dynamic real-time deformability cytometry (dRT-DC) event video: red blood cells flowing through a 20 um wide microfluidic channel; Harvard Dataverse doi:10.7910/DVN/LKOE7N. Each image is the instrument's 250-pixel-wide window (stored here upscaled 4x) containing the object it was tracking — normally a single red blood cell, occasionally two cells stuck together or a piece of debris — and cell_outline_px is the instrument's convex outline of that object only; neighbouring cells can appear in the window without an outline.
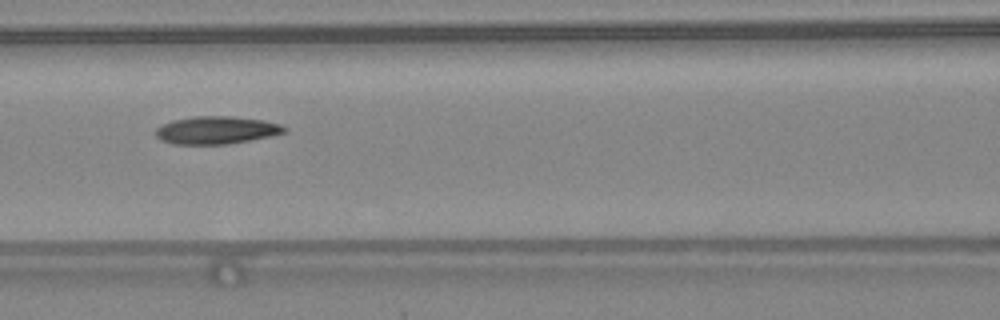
{"species": "common noctule bat (a hibernating species)", "species_latin": "Nyctalus noctula", "temperature_condition": "warm", "stored_images_in_passage": 46, "camera_frame_rate_fps": 3000, "um_per_image_px": 0.085, "animal": {"sex": "female", "body_mass_g": 24.6, "forearm_length_mm": 56.2}, "frame": {"image": 1, "passage_image": 20, "time_ms": 6.333, "image_size_px": [1000, 320], "cell_outline_px": [[288, 128], [284, 132], [268, 136], [248, 140], [224, 144], [172, 144], [160, 140], [156, 136], [156, 128], [172, 120], [196, 116], [232, 116], [264, 120], [280, 124]], "centroid_in_image_um": [18.36, 11.05], "position_along_channel_um": 148.2, "area_um2": 20.58}, "authors_computed_cell_mechanics": {"area_um2": 20.2589, "velocity_mm_per_s": 4.372, "shape_relaxation_time_tau1_ms": 9.8293, "shape_relaxation_time_tau2_ms": 4.5981, "deformation_change_tau1": 0.2798, "deformation_change_tau2": 0.1382}}